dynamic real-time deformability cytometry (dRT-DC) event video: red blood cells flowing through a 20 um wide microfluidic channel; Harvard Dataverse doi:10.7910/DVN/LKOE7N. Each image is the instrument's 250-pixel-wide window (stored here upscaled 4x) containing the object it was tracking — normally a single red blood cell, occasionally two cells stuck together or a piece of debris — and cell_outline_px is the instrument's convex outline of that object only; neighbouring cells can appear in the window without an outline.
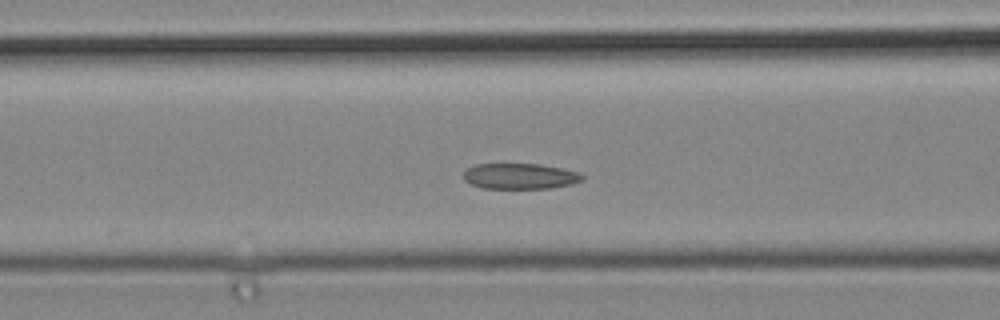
{"species": "common noctule bat (a hibernating species)", "species_latin": "Nyctalus noctula", "temperature_condition": "cold", "stored_images_in_passage": 5, "camera_frame_rate_fps": 3000, "um_per_image_px": 0.085, "animal": {"sex": "male", "body_mass_g": 19.2, "forearm_length_mm": 51.8}, "frame": {"image": 1, "passage_image": 5, "time_ms": 1.333, "image_size_px": [1000, 320], "cell_outline_px": [[584, 180], [572, 184], [548, 188], [484, 188], [472, 184], [464, 180], [464, 172], [468, 168], [476, 164], [540, 164], [580, 172], [584, 176]], "centroid_in_image_um": [44.23, 14.97], "position_along_channel_um": 122.4, "area_um2": 17.69}}